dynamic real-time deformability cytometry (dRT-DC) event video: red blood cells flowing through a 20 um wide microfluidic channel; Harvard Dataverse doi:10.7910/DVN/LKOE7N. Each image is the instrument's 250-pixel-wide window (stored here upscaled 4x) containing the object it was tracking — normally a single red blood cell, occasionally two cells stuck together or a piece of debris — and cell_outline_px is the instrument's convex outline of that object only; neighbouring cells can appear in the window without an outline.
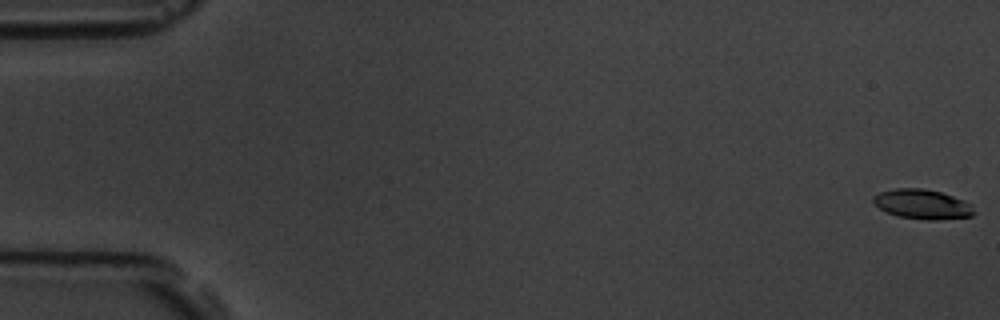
{"species": "common noctule bat (a hibernating species)", "species_latin": "Nyctalus noctula", "temperature_condition": "room temperature", "stored_images_in_passage": 5, "camera_frame_rate_fps": 3000, "um_per_image_px": 0.085, "animal": {"sex": "male", "body_mass_g": 19.5, "forearm_length_mm": 54.6}, "frame": {"image": 1, "passage_image": 1, "time_ms": 0.0, "image_size_px": [1000, 320], "cell_outline_px": [[976, 212], [972, 216], [940, 220], [928, 220], [900, 216], [888, 212], [880, 208], [872, 200], [872, 196], [880, 192], [896, 188], [924, 188], [940, 192], [964, 200], [972, 204]], "centroid_in_image_um": [78.45, 17.35], "position_along_channel_um": 6.6, "area_um2": 17.4}}
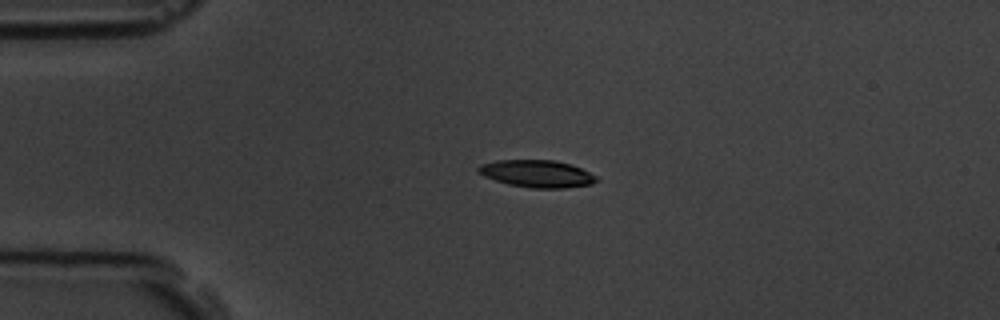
{"frame": {"image": 2, "passage_image": 4, "time_ms": 4.333, "image_size_px": [1000, 320], "cell_outline_px": [[600, 180], [592, 184], [564, 188], [532, 188], [508, 184], [484, 176], [476, 172], [476, 168], [480, 164], [496, 160], [556, 160], [572, 164], [596, 176]], "centroid_in_image_um": [45.63, 14.76], "position_along_channel_um": 39.4, "area_um2": 18.9}}